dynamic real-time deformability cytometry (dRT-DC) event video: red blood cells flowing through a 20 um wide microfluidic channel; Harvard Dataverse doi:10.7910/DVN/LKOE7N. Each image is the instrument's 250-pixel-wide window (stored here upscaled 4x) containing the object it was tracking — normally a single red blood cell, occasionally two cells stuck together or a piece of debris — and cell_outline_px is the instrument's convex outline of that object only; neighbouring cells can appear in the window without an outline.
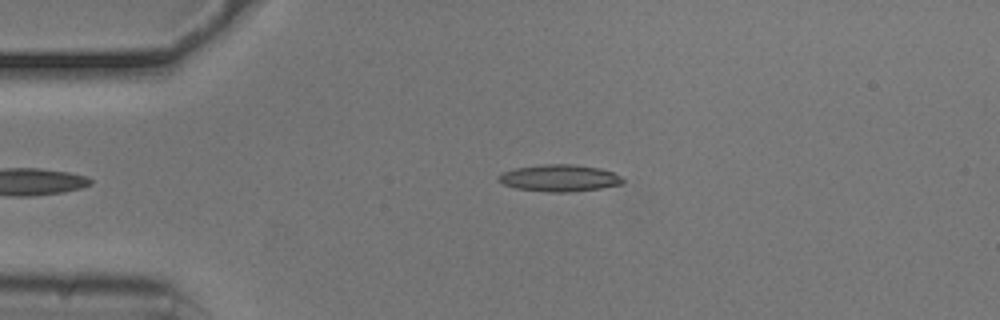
{"species": "common noctule bat (a hibernating species)", "species_latin": "Nyctalus noctula", "temperature_condition": "cold", "stored_images_in_passage": 37, "camera_frame_rate_fps": 3000, "um_per_image_px": 0.085, "animal": {"sex": "male", "body_mass_g": 20.5, "forearm_length_mm": 52.5}, "frame": {"image": 1, "passage_image": 1, "time_ms": 0.0, "image_size_px": [1000, 320], "cell_outline_px": [[624, 184], [600, 188], [568, 192], [548, 192], [516, 188], [504, 184], [500, 180], [500, 176], [504, 172], [512, 168], [544, 164], [572, 164], [600, 168], [612, 172], [620, 176], [624, 180]], "centroid_in_image_um": [47.59, 15.13], "position_along_channel_um": 37.4, "area_um2": 19.31}}
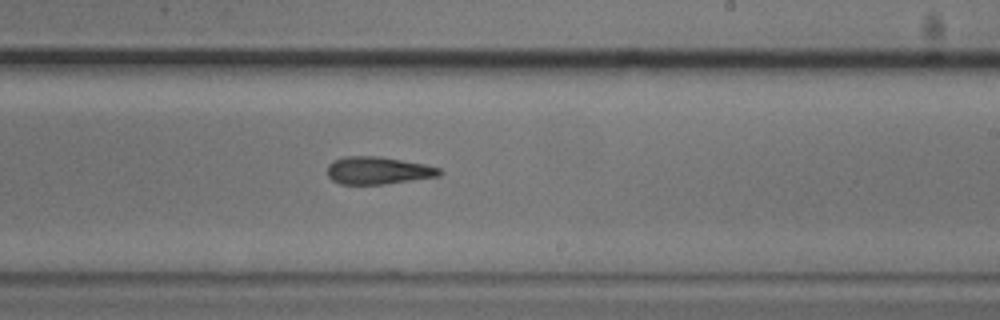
{"frame": {"image": 2, "passage_image": 21, "time_ms": 6.667, "image_size_px": [1000, 320], "cell_outline_px": [[444, 172], [440, 176], [384, 184], [340, 184], [332, 180], [328, 176], [328, 164], [332, 160], [344, 156], [380, 156], [424, 164], [440, 168]], "centroid_in_image_um": [32.13, 14.48], "position_along_channel_um": 256.9, "area_um2": 18.09}}
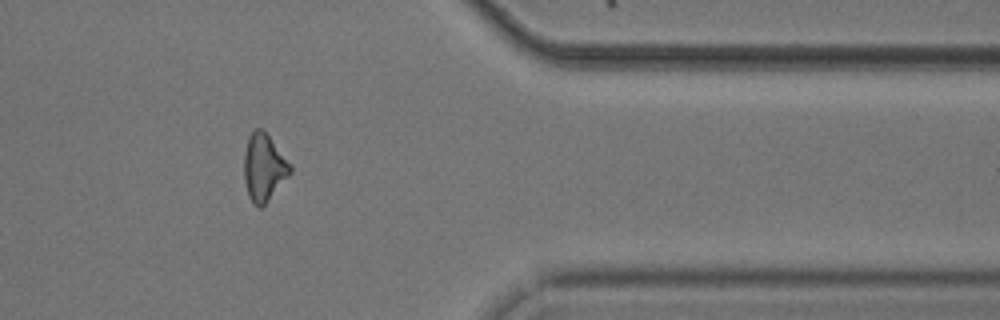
{"frame": {"image": 3, "passage_image": 33, "time_ms": 10.667, "image_size_px": [1000, 320], "cell_outline_px": [[292, 172], [268, 200], [260, 208], [256, 208], [252, 204], [248, 196], [244, 180], [244, 152], [248, 136], [256, 128], [264, 128], [292, 164]], "centroid_in_image_um": [22.43, 14.21], "position_along_channel_um": 389.0, "area_um2": 18.5}}